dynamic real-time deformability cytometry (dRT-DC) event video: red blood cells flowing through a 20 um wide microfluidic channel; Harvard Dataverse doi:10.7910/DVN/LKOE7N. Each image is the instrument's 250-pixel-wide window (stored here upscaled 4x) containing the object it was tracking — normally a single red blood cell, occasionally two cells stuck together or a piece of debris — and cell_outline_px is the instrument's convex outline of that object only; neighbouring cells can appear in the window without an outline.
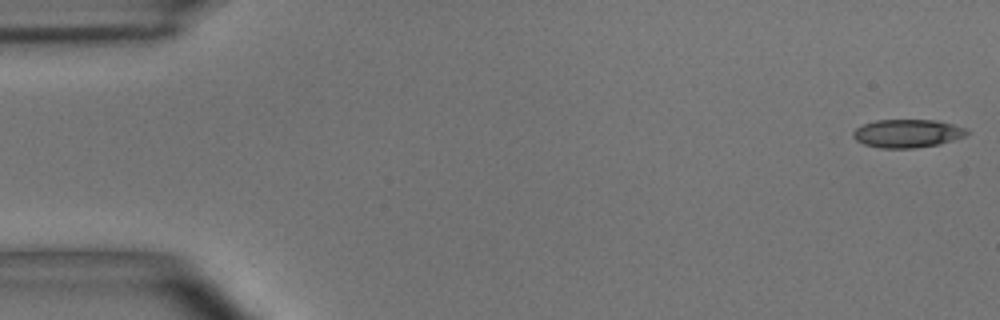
{"species": "common noctule bat (a hibernating species)", "species_latin": "Nyctalus noctula", "temperature_condition": "room temperature", "stored_images_in_passage": 54, "camera_frame_rate_fps": 3000, "um_per_image_px": 0.085, "animal": {"sex": "male", "body_mass_g": 15.6}, "frame": {"image": 1, "passage_image": 1, "time_ms": 0.0, "image_size_px": [1000, 320], "cell_outline_px": [[972, 132], [964, 136], [940, 144], [916, 148], [880, 148], [864, 144], [856, 140], [852, 136], [852, 132], [856, 128], [864, 124], [876, 120], [936, 120], [968, 128]], "centroid_in_image_um": [77.15, 11.34], "position_along_channel_um": 7.8, "area_um2": 18.84}}
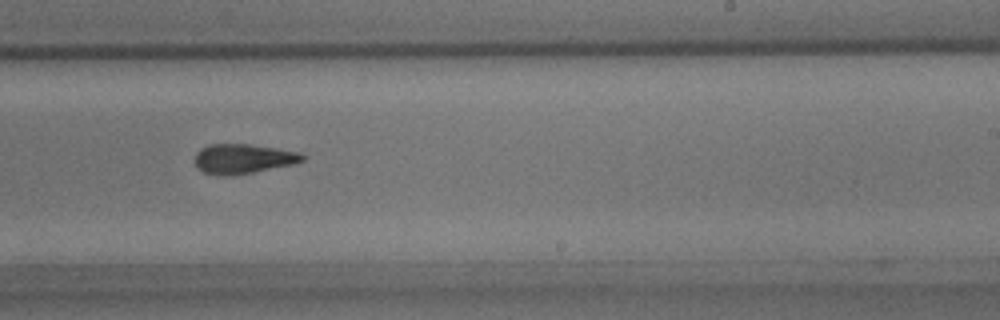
{"frame": {"image": 2, "passage_image": 33, "time_ms": 10.667, "image_size_px": [1000, 320], "cell_outline_px": [[308, 156], [304, 160], [292, 164], [252, 172], [224, 176], [220, 176], [204, 172], [196, 168], [196, 152], [200, 148], [208, 144], [252, 144], [300, 152]], "centroid_in_image_um": [20.66, 13.48], "position_along_channel_um": 268.3, "area_um2": 18.61}}
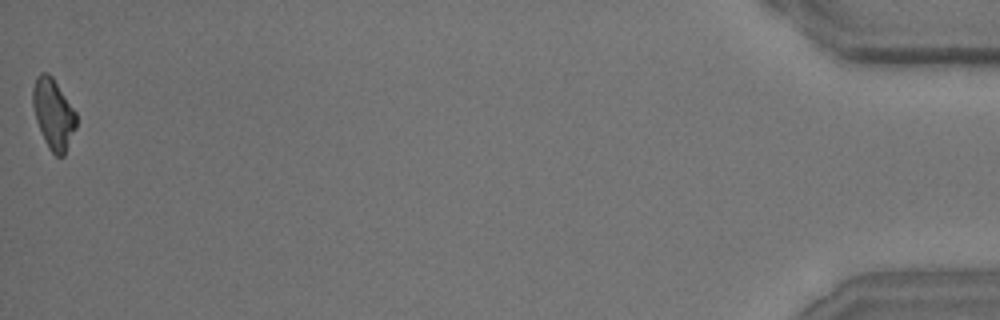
{"frame": {"image": 3, "passage_image": 54, "time_ms": 17.667, "image_size_px": [1000, 320], "cell_outline_px": [[76, 128], [64, 156], [56, 156], [48, 148], [40, 132], [36, 120], [32, 104], [32, 88], [36, 76], [40, 72], [48, 72], [52, 76], [76, 112]], "centroid_in_image_um": [4.52, 9.67], "position_along_channel_um": 430.7, "area_um2": 17.98}, "authors_computed_cell_mechanics": {"area_um2": 18.9006, "velocity_mm_per_s": 3.6666, "shape_relaxation_time_tau1_ms": null, "shape_relaxation_time_tau2_ms": 3.8071, "deformation_change_tau1": null, "deformation_change_tau2": 0.1293}}